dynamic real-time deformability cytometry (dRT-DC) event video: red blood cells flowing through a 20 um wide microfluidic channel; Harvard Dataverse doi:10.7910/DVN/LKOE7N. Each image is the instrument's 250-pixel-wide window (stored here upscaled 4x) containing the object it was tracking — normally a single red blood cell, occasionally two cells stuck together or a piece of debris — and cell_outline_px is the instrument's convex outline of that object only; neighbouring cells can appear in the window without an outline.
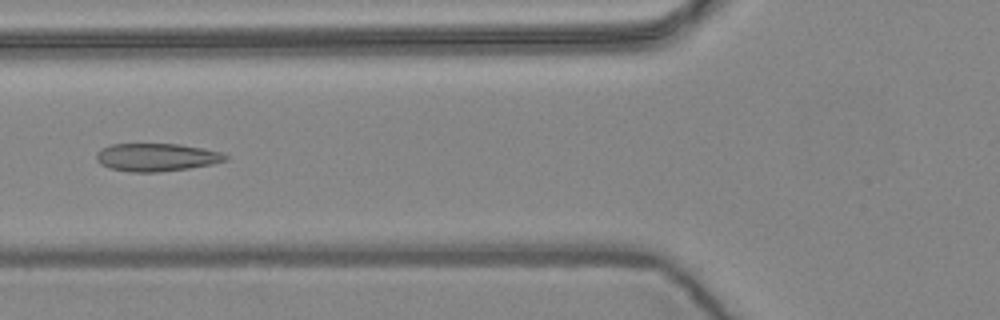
{"species": "common noctule bat (a hibernating species)", "species_latin": "Nyctalus noctula", "temperature_condition": "warm", "stored_images_in_passage": 5, "camera_frame_rate_fps": 3000, "um_per_image_px": 0.085, "animal": {"sex": "female", "body_mass_g": 24.6, "forearm_length_mm": 56.2}, "frame": {"image": 1, "passage_image": 5, "time_ms": 1.333, "image_size_px": [1000, 320], "cell_outline_px": [[228, 160], [212, 164], [188, 168], [156, 172], [132, 172], [108, 168], [100, 164], [96, 160], [96, 152], [100, 148], [112, 144], [180, 144], [204, 148], [224, 152], [228, 156]], "centroid_in_image_um": [13.3, 13.36], "position_along_channel_um": 112.5, "area_um2": 21.21}}